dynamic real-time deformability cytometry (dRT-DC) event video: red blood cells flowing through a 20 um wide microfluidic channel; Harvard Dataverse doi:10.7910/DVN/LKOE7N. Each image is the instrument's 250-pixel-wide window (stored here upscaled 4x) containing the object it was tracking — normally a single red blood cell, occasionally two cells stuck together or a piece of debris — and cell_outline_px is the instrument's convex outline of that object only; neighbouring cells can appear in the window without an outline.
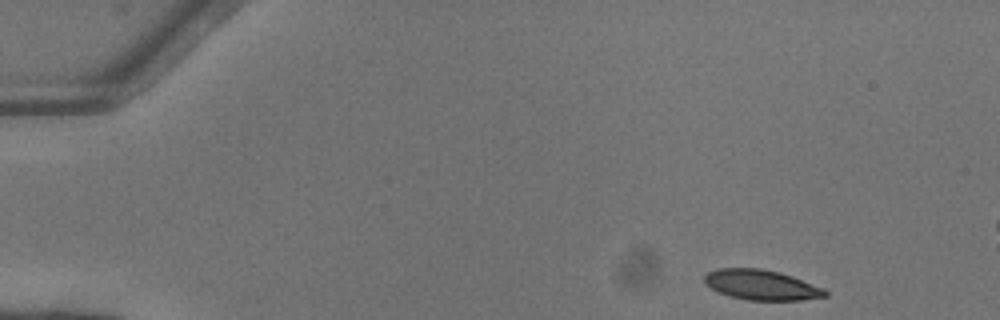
{"species": "common noctule bat (a hibernating species)", "species_latin": "Nyctalus noctula", "temperature_condition": "warm", "stored_images_in_passage": 12, "camera_frame_rate_fps": 3000, "um_per_image_px": 0.085, "animal": {"sex": "female"}, "frame": {"image": 1, "passage_image": 1, "time_ms": 0.0, "image_size_px": [1000, 320], "cell_outline_px": [[828, 296], [800, 300], [748, 300], [728, 296], [704, 284], [704, 276], [708, 272], [716, 268], [760, 268], [780, 272], [792, 276], [824, 288], [828, 292]], "centroid_in_image_um": [64.71, 24.21], "position_along_channel_um": 20.3, "area_um2": 21.27}}